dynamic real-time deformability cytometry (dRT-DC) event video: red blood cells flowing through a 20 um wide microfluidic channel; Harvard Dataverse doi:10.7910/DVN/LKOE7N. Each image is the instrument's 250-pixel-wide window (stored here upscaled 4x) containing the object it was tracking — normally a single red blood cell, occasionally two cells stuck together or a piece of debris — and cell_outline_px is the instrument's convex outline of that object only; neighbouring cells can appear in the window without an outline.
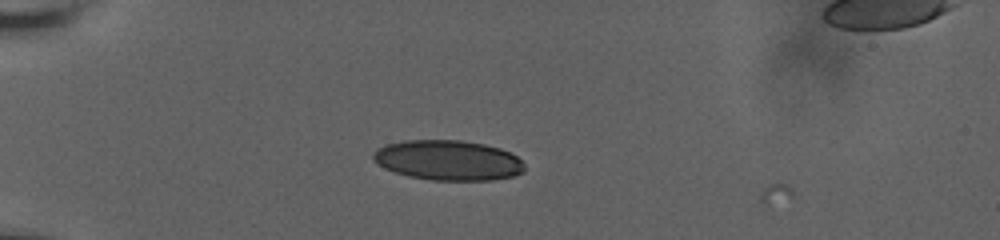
{"species": "human", "species_latin": "Homo sapiens", "temperature_condition": "room temperature", "stored_images_in_passage": 10, "camera_frame_rate_fps": 3000, "um_per_image_px": 0.085, "donor": {"sex": "male"}, "frame": {"image": 1, "passage_image": 5, "time_ms": 0.667, "image_size_px": [1000, 240], "cell_outline_px": [[524, 172], [512, 176], [492, 180], [432, 180], [408, 176], [384, 168], [372, 160], [372, 152], [376, 148], [384, 144], [404, 140], [460, 140], [484, 144], [500, 148], [516, 156], [524, 164]], "centroid_in_image_um": [38.04, 13.61], "position_along_channel_um": 47.0, "area_um2": 35.49}}